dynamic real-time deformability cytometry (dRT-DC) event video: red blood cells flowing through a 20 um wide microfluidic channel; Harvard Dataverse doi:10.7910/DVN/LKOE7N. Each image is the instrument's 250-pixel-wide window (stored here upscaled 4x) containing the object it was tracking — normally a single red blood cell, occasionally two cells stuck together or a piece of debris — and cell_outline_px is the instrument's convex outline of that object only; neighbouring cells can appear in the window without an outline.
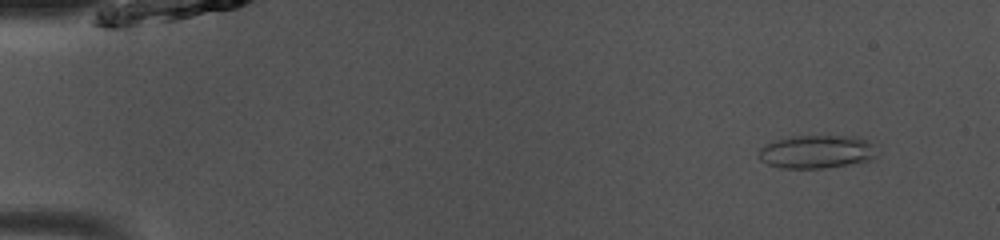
{"species": "common noctule bat (a hibernating species)", "species_latin": "Nyctalus noctula", "temperature_condition": "room temperature", "stored_images_in_passage": 49, "camera_frame_rate_fps": 3000, "um_per_image_px": 0.085, "animal": {"sex": "male", "body_mass_g": 13.0, "forearm_length_mm": 53.1}, "frame": {"image": 1, "passage_image": 5, "time_ms": 1.333, "image_size_px": [1000, 240], "cell_outline_px": [[880, 152], [872, 160], [824, 168], [780, 168], [768, 164], [760, 160], [756, 156], [756, 152], [760, 148], [776, 140], [792, 136], [856, 136], [868, 140]], "centroid_in_image_um": [69.43, 12.9], "position_along_channel_um": 15.6, "area_um2": 23.18}}
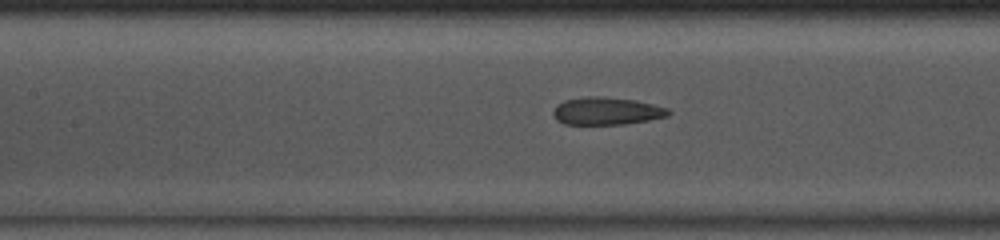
{"frame": {"image": 2, "passage_image": 23, "time_ms": 7.333, "image_size_px": [1000, 240], "cell_outline_px": [[672, 112], [668, 116], [648, 120], [624, 124], [564, 124], [556, 120], [552, 112], [556, 104], [564, 100], [588, 96], [600, 96], [632, 100], [652, 104], [668, 108]], "centroid_in_image_um": [51.53, 9.44], "position_along_channel_um": 155.9, "area_um2": 18.5}}
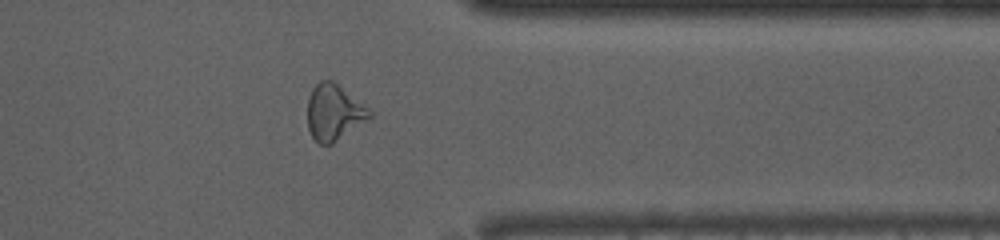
{"frame": {"image": 3, "passage_image": 40, "time_ms": 13.0, "image_size_px": [1000, 240], "cell_outline_px": [[372, 116], [332, 144], [320, 144], [312, 136], [308, 128], [308, 100], [312, 88], [320, 80], [332, 80], [368, 108], [372, 112]], "centroid_in_image_um": [28.36, 9.55], "position_along_channel_um": 383.0, "area_um2": 19.83}, "authors_computed_cell_mechanics": {"area_um2": 20.6924, "velocity_mm_per_s": 4.1042, "shape_relaxation_time_tau1_ms": 3.7551, "shape_relaxation_time_tau2_ms": 1.8811, "deformation_change_tau1": 0.1391, "deformation_change_tau2": 0.1118}}